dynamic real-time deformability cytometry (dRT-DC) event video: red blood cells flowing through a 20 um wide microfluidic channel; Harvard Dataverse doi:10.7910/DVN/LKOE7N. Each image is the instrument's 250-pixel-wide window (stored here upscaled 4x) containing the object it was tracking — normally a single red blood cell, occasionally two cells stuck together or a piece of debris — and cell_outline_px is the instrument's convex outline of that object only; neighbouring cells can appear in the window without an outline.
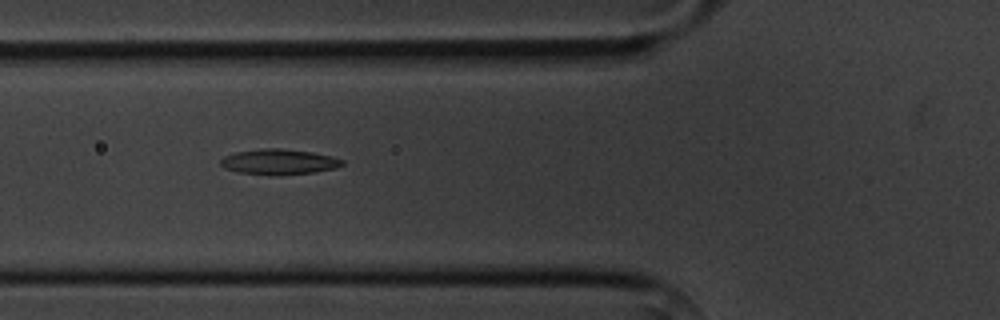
{"species": "common noctule bat (a hibernating species)", "species_latin": "Nyctalus noctula", "temperature_condition": "cold", "stored_images_in_passage": 6, "camera_frame_rate_fps": 3000, "um_per_image_px": 0.085, "animal": {"sex": "male", "body_mass_g": 20.1, "forearm_length_mm": 53.5}, "frame": {"image": 1, "passage_image": 4, "time_ms": 3.333, "image_size_px": [1000, 320], "cell_outline_px": [[344, 164], [336, 168], [312, 172], [276, 176], [236, 172], [224, 168], [220, 164], [220, 160], [224, 156], [236, 152], [260, 148], [280, 148], [312, 152], [332, 156], [344, 160]], "centroid_in_image_um": [23.69, 13.76], "position_along_channel_um": 102.1, "area_um2": 18.21}}
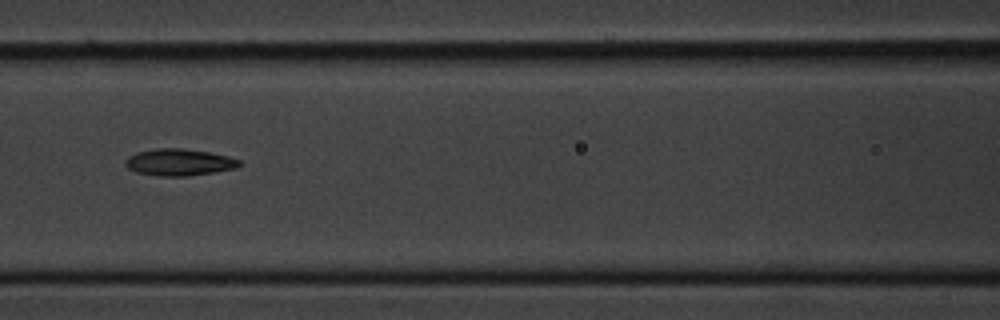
{"frame": {"image": 2, "passage_image": 5, "time_ms": 4.667, "image_size_px": [1000, 320], "cell_outline_px": [[244, 164], [236, 168], [188, 176], [160, 176], [136, 172], [128, 168], [124, 164], [124, 160], [128, 156], [136, 152], [156, 148], [184, 148], [208, 152], [228, 156], [240, 160]], "centroid_in_image_um": [15.21, 13.78], "position_along_channel_um": 151.4, "area_um2": 17.92}}
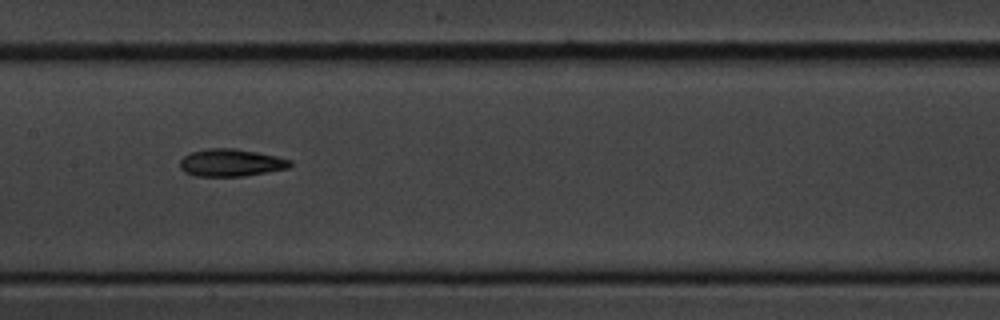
{"frame": {"image": 3, "passage_image": 6, "time_ms": 5.667, "image_size_px": [1000, 320], "cell_outline_px": [[292, 164], [288, 168], [244, 176], [196, 176], [184, 172], [180, 168], [180, 160], [184, 156], [192, 152], [208, 148], [236, 148], [276, 156], [292, 160]], "centroid_in_image_um": [19.62, 13.83], "position_along_channel_um": 187.8, "area_um2": 17.57}}